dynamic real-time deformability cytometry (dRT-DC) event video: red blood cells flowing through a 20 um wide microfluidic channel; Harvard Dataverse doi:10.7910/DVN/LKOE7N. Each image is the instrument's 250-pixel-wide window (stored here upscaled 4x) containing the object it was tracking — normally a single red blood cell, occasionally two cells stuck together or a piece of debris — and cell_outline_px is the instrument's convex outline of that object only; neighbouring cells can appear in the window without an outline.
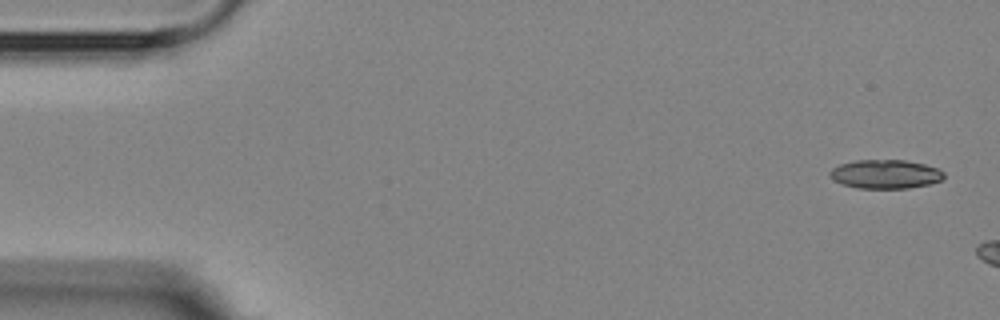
{"species": "Egyptian fruit bat (a non-hibernating species)", "species_latin": "Rousettus aegyptiacus", "temperature_condition": "room temperature", "stored_images_in_passage": 3, "camera_frame_rate_fps": 3000, "um_per_image_px": 0.085, "animal": {"sex": "female"}, "frame": {"image": 1, "passage_image": 1, "time_ms": 0.0, "image_size_px": [1000, 320], "cell_outline_px": [[944, 176], [940, 180], [928, 184], [908, 188], [856, 188], [844, 184], [836, 180], [828, 172], [832, 168], [840, 164], [856, 160], [904, 160], [924, 164], [936, 168], [944, 172]], "centroid_in_image_um": [75.26, 14.79], "position_along_channel_um": 9.7, "area_um2": 18.9}}